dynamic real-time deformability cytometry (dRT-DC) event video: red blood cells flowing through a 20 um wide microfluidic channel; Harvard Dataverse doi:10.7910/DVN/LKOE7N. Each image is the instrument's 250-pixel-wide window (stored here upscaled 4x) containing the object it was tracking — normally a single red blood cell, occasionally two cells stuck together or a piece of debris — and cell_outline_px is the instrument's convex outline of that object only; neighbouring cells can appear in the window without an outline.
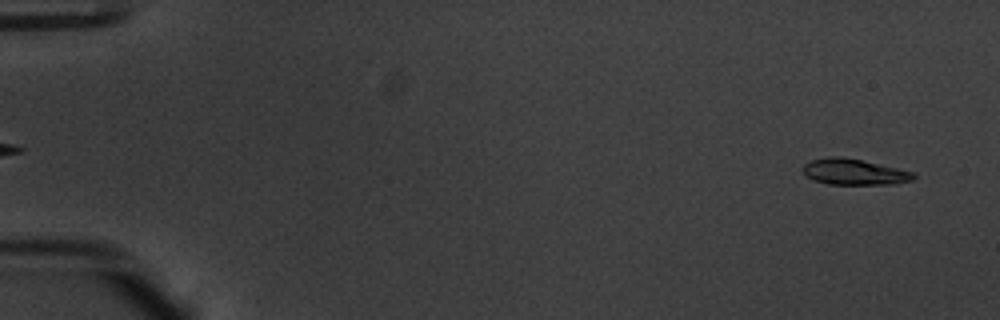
{"species": "common noctule bat (a hibernating species)", "species_latin": "Nyctalus noctula", "temperature_condition": "warm", "stored_images_in_passage": 53, "camera_frame_rate_fps": 3000, "um_per_image_px": 0.085, "animal": {"sex": "male", "body_mass_g": 20.1, "forearm_length_mm": 53.5}, "frame": {"image": 1, "passage_image": 2, "time_ms": 0.333, "image_size_px": [1000, 320], "cell_outline_px": [[916, 176], [912, 180], [896, 184], [828, 184], [812, 180], [804, 172], [804, 164], [812, 160], [828, 156], [840, 156], [860, 160], [916, 172]], "centroid_in_image_um": [72.63, 14.61], "position_along_channel_um": 12.4, "area_um2": 16.65}}
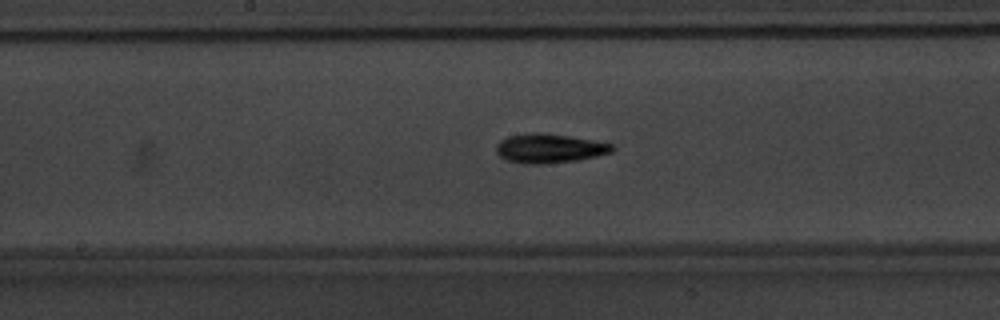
{"frame": {"image": 2, "passage_image": 28, "time_ms": 9.0, "image_size_px": [1000, 320], "cell_outline_px": [[616, 148], [612, 152], [596, 156], [576, 160], [540, 164], [528, 164], [508, 160], [500, 156], [496, 152], [496, 144], [500, 140], [508, 136], [528, 132], [544, 132], [592, 140], [612, 144]], "centroid_in_image_um": [46.68, 12.59], "position_along_channel_um": 201.5, "area_um2": 19.71}}
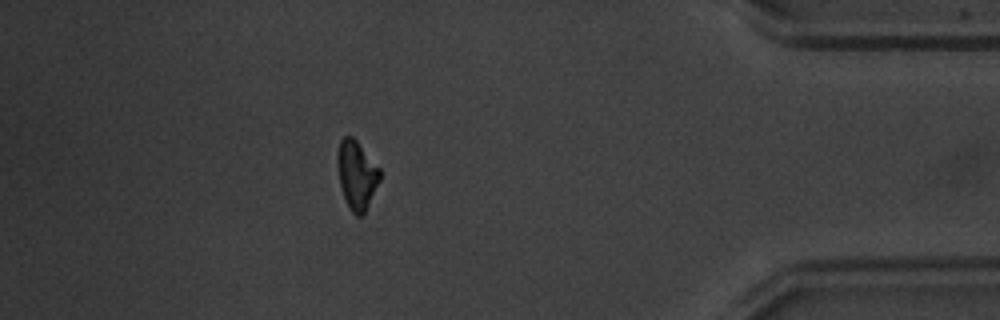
{"frame": {"image": 3, "passage_image": 47, "time_ms": 15.333, "image_size_px": [1000, 320], "cell_outline_px": [[380, 180], [364, 212], [360, 216], [356, 216], [352, 212], [344, 196], [340, 184], [336, 164], [336, 156], [340, 140], [344, 136], [352, 136], [356, 140], [380, 168]], "centroid_in_image_um": [30.3, 14.82], "position_along_channel_um": 404.9, "area_um2": 16.76}, "authors_computed_cell_mechanics": {"area_um2": 17.5134, "velocity_mm_per_s": 3.8192, "shape_relaxation_time_tau1_ms": 3.1644, "shape_relaxation_time_tau2_ms": 8.2874, "deformation_change_tau1": 0.1407, "deformation_change_tau2": 0.161}}